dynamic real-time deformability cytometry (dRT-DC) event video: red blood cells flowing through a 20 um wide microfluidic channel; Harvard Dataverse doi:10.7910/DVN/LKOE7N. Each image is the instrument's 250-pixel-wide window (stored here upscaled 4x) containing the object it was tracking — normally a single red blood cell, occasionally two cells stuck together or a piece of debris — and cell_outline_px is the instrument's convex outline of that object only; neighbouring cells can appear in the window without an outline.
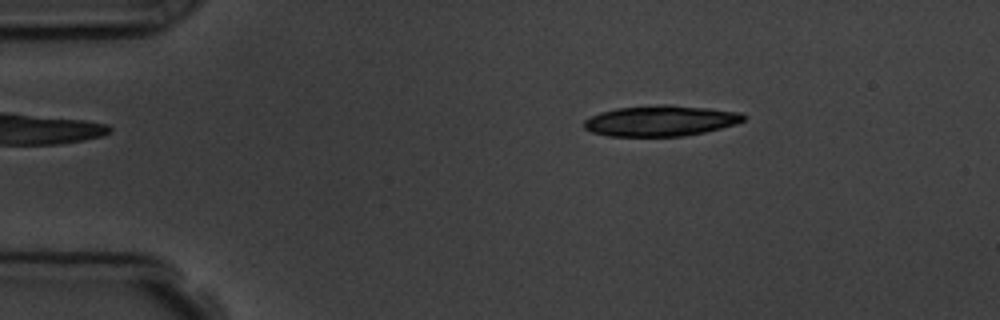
{"species": "common noctule bat (a hibernating species)", "species_latin": "Nyctalus noctula", "temperature_condition": "room temperature", "stored_images_in_passage": 3, "camera_frame_rate_fps": 3000, "um_per_image_px": 0.085, "animal": {"sex": "male", "body_mass_g": 19.5, "forearm_length_mm": 54.6}, "frame": {"image": 1, "passage_image": 2, "time_ms": 1.0, "image_size_px": [1000, 320], "cell_outline_px": [[748, 116], [744, 120], [736, 124], [704, 132], [684, 136], [608, 136], [592, 132], [584, 128], [584, 120], [600, 112], [616, 108], [656, 104], [672, 104], [708, 108], [740, 112]], "centroid_in_image_um": [56.17, 10.25], "position_along_channel_um": 28.8, "area_um2": 28.73}}